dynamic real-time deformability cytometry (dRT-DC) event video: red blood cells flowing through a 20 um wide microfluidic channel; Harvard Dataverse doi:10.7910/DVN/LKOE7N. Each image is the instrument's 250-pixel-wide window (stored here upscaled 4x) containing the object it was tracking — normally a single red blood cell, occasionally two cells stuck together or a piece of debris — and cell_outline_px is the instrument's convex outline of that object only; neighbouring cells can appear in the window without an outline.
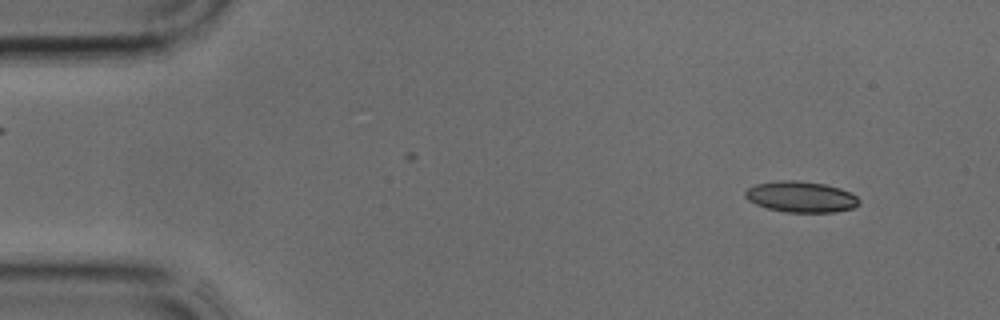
{"species": "common noctule bat (a hibernating species)", "species_latin": "Nyctalus noctula", "temperature_condition": "cold", "stored_images_in_passage": 38, "camera_frame_rate_fps": 3000, "um_per_image_px": 0.085, "animal": {"sex": "male", "body_mass_g": 17.9, "forearm_length_mm": 54.2}, "frame": {"image": 1, "passage_image": 3, "time_ms": 0.667, "image_size_px": [1000, 320], "cell_outline_px": [[860, 204], [852, 208], [832, 212], [784, 212], [768, 208], [756, 204], [748, 200], [744, 196], [744, 192], [748, 188], [756, 184], [780, 180], [796, 180], [824, 184], [840, 188], [856, 196], [860, 200]], "centroid_in_image_um": [68.06, 16.73], "position_along_channel_um": 16.9, "area_um2": 20.46}}
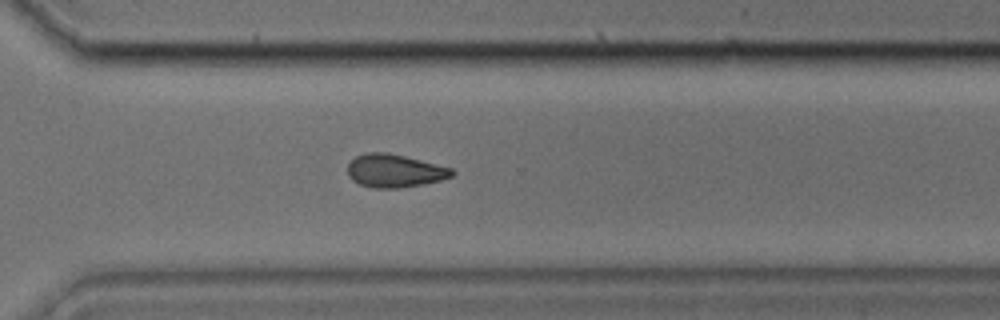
{"frame": {"image": 2, "passage_image": 27, "time_ms": 8.667, "image_size_px": [1000, 320], "cell_outline_px": [[456, 172], [452, 176], [440, 180], [424, 184], [400, 188], [372, 188], [360, 184], [352, 180], [348, 176], [348, 164], [356, 156], [368, 152], [388, 152], [452, 168]], "centroid_in_image_um": [33.53, 14.52], "position_along_channel_um": 337.1, "area_um2": 20.11}}
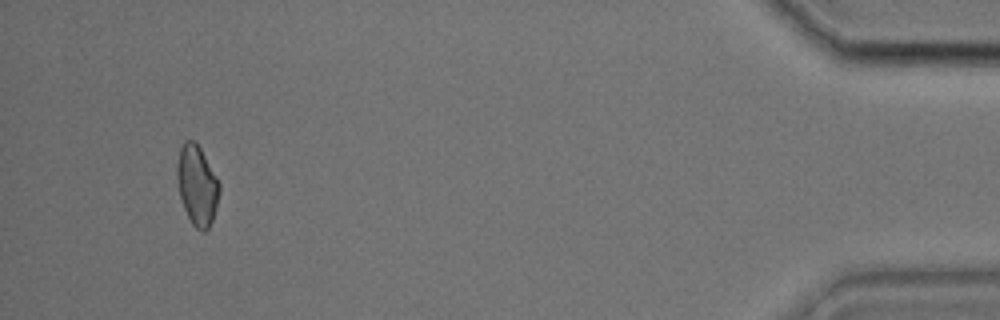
{"frame": {"image": 3, "passage_image": 36, "time_ms": 11.667, "image_size_px": [1000, 320], "cell_outline_px": [[220, 192], [216, 208], [212, 220], [208, 228], [204, 232], [196, 228], [192, 224], [184, 208], [180, 196], [176, 180], [176, 168], [180, 148], [184, 140], [192, 140], [200, 148], [216, 176], [220, 184]], "centroid_in_image_um": [16.74, 15.75], "position_along_channel_um": 418.5, "area_um2": 19.59}}